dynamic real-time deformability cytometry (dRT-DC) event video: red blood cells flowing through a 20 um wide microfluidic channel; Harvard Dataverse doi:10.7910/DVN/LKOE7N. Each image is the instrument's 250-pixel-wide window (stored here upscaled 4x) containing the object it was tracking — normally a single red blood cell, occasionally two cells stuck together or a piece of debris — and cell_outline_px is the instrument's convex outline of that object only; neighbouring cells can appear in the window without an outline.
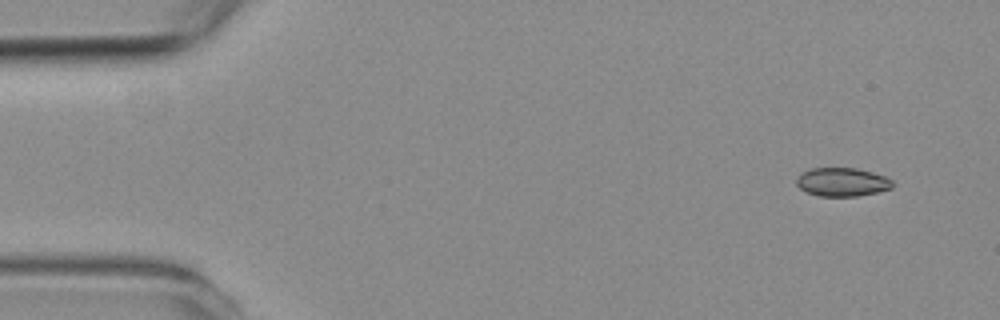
{"species": "common noctule bat (a hibernating species)", "species_latin": "Nyctalus noctula", "temperature_condition": "room temperature", "stored_images_in_passage": 6, "camera_frame_rate_fps": 3000, "um_per_image_px": 0.085, "animal": {"sex": "female", "body_mass_g": 19.3, "forearm_length_mm": 54.1}, "frame": {"image": 1, "passage_image": 1, "time_ms": 0.0, "image_size_px": [1000, 320], "cell_outline_px": [[892, 188], [876, 192], [856, 196], [820, 196], [808, 192], [800, 188], [796, 184], [796, 180], [804, 172], [812, 168], [856, 168], [872, 172], [884, 176], [892, 180]], "centroid_in_image_um": [71.6, 15.47], "position_along_channel_um": 13.4, "area_um2": 15.72}}
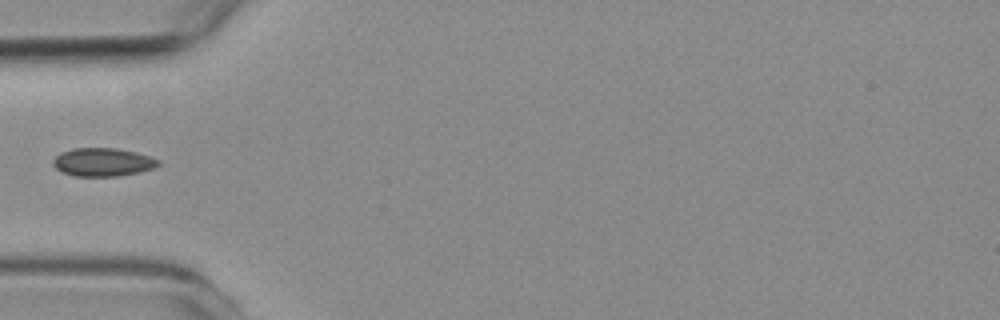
{"frame": {"image": 2, "passage_image": 5, "time_ms": 4.667, "image_size_px": [1000, 320], "cell_outline_px": [[160, 164], [152, 168], [140, 172], [120, 176], [76, 176], [60, 172], [52, 164], [52, 160], [60, 152], [72, 148], [116, 148], [136, 152], [160, 160]], "centroid_in_image_um": [8.71, 13.78], "position_along_channel_um": 76.3, "area_um2": 17.46}}
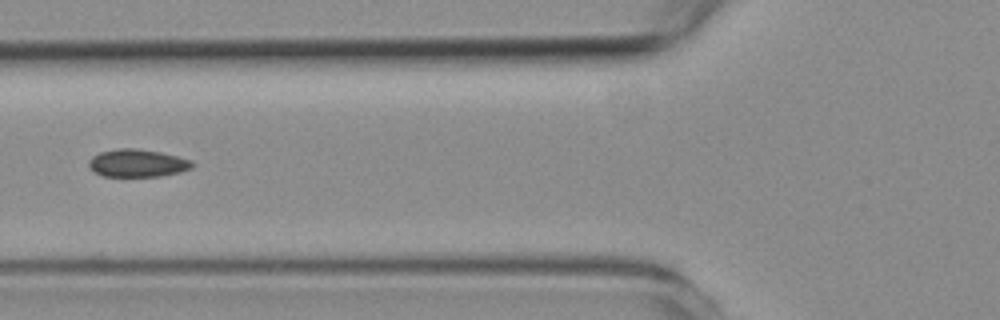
{"frame": {"image": 3, "passage_image": 6, "time_ms": 5.667, "image_size_px": [1000, 320], "cell_outline_px": [[196, 164], [192, 168], [180, 172], [160, 176], [100, 176], [88, 168], [88, 160], [92, 156], [100, 152], [116, 148], [136, 148], [160, 152], [192, 160]], "centroid_in_image_um": [11.65, 13.86], "position_along_channel_um": 114.1, "area_um2": 16.94}}